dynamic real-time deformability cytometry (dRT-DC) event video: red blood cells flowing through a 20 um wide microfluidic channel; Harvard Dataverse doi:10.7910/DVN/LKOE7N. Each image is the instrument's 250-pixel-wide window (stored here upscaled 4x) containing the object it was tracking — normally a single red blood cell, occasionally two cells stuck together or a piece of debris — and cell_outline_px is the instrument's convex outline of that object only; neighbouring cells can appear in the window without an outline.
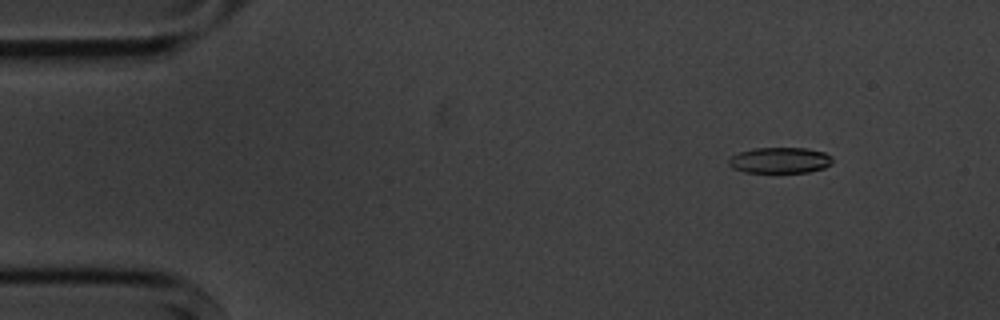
{"species": "common noctule bat (a hibernating species)", "species_latin": "Nyctalus noctula", "temperature_condition": "cold", "stored_images_in_passage": 10, "camera_frame_rate_fps": 3000, "um_per_image_px": 0.085, "animal": {"sex": "male", "body_mass_g": 20.1, "forearm_length_mm": 53.5}, "frame": {"image": 1, "passage_image": 2, "time_ms": 1.0, "image_size_px": [1000, 320], "cell_outline_px": [[832, 164], [824, 168], [808, 172], [744, 172], [732, 168], [728, 164], [728, 160], [732, 156], [740, 152], [756, 148], [808, 148], [824, 152], [832, 156]], "centroid_in_image_um": [66.32, 13.62], "position_along_channel_um": 18.7, "area_um2": 15.66}}
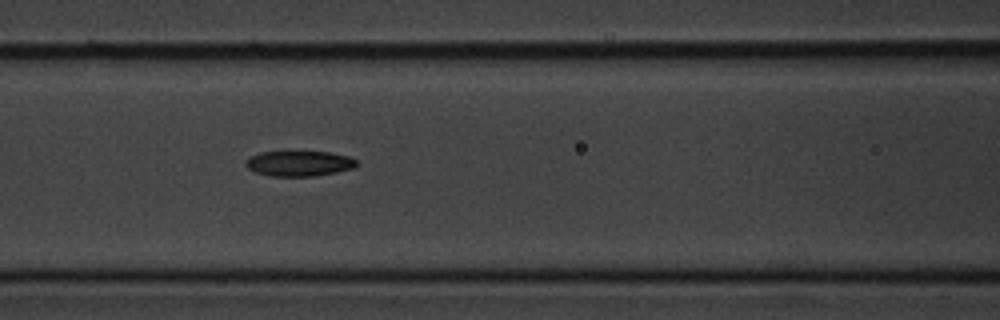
{"frame": {"image": 2, "passage_image": 7, "time_ms": 6.667, "image_size_px": [1000, 320], "cell_outline_px": [[356, 168], [316, 176], [268, 176], [256, 172], [248, 168], [244, 164], [252, 156], [260, 152], [328, 152], [348, 156], [356, 160]], "centroid_in_image_um": [25.45, 13.9], "position_along_channel_um": 141.2, "area_um2": 16.24}}
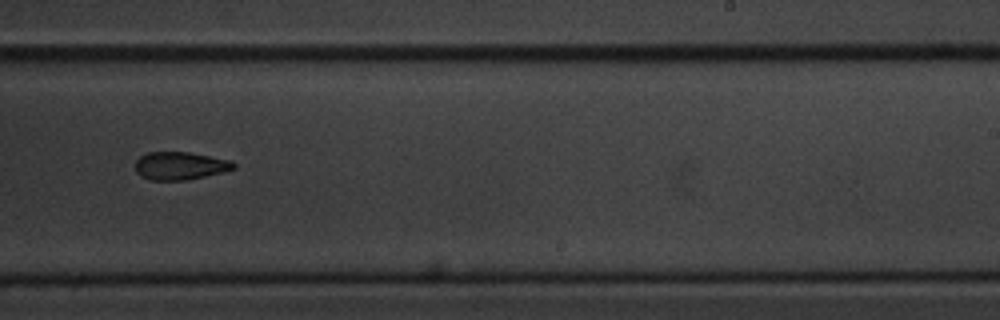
{"frame": {"image": 3, "passage_image": 10, "time_ms": 10.333, "image_size_px": [1000, 320], "cell_outline_px": [[236, 168], [204, 176], [184, 180], [152, 180], [140, 176], [136, 172], [136, 160], [140, 156], [148, 152], [188, 152], [232, 160], [236, 164]], "centroid_in_image_um": [15.3, 14.08], "position_along_channel_um": 273.7, "area_um2": 15.9}}